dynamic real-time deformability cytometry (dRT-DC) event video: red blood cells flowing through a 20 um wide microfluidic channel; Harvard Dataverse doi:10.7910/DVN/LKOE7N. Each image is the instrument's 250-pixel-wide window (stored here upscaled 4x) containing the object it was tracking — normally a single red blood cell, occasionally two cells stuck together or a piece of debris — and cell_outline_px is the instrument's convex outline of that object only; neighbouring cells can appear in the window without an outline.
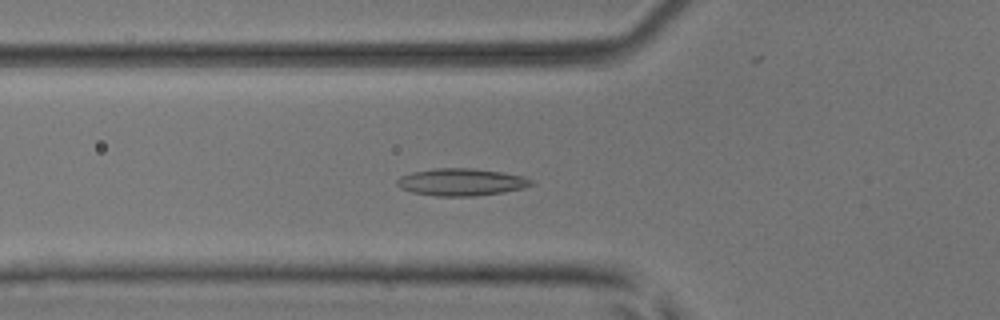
{"species": "common noctule bat (a hibernating species)", "species_latin": "Nyctalus noctula", "temperature_condition": "room temperature", "stored_images_in_passage": 29, "camera_frame_rate_fps": 3000, "um_per_image_px": 0.085, "animal": {"sex": "male", "body_mass_g": 17.9, "forearm_length_mm": 54.2}, "frame": {"image": 1, "passage_image": 5, "time_ms": 1.333, "image_size_px": [1000, 320], "cell_outline_px": [[536, 184], [524, 188], [504, 192], [476, 196], [436, 196], [412, 192], [400, 188], [396, 184], [396, 180], [400, 176], [412, 172], [436, 168], [472, 168], [500, 172], [524, 176], [532, 180]], "centroid_in_image_um": [39.22, 15.48], "position_along_channel_um": 86.6, "area_um2": 21.44}}
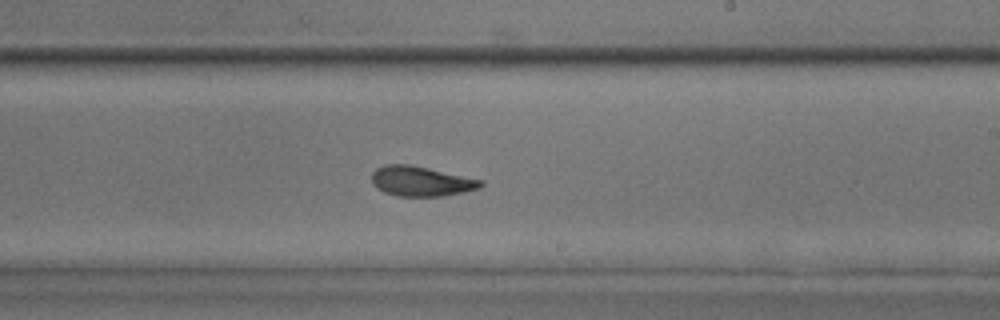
{"frame": {"image": 2, "passage_image": 18, "time_ms": 5.667, "image_size_px": [1000, 320], "cell_outline_px": [[484, 184], [480, 188], [464, 192], [440, 196], [396, 196], [384, 192], [376, 188], [372, 184], [372, 172], [376, 168], [384, 164], [408, 164], [428, 168], [484, 180]], "centroid_in_image_um": [35.78, 15.4], "position_along_channel_um": 253.2, "area_um2": 19.13}}
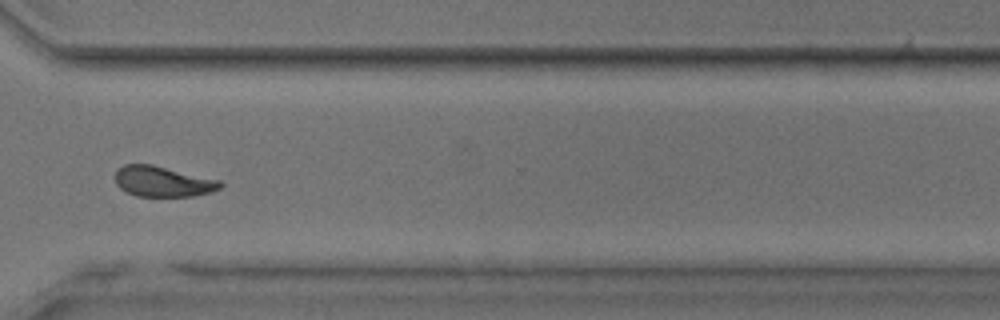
{"frame": {"image": 3, "passage_image": 26, "time_ms": 8.333, "image_size_px": [1000, 320], "cell_outline_px": [[224, 184], [220, 188], [208, 192], [192, 196], [136, 196], [120, 188], [116, 184], [116, 168], [124, 164], [152, 164], [220, 180]], "centroid_in_image_um": [13.82, 15.41], "position_along_channel_um": 356.8, "area_um2": 18.61}, "authors_computed_cell_mechanics": {"area_um2": 19.074, "velocity_mm_per_s": 3.8566, "shape_relaxation_time_tau1_ms": 9.4365, "shape_relaxation_time_tau2_ms": 1.5718, "deformation_change_tau1": 0.1991, "deformation_change_tau2": 0.0718}}